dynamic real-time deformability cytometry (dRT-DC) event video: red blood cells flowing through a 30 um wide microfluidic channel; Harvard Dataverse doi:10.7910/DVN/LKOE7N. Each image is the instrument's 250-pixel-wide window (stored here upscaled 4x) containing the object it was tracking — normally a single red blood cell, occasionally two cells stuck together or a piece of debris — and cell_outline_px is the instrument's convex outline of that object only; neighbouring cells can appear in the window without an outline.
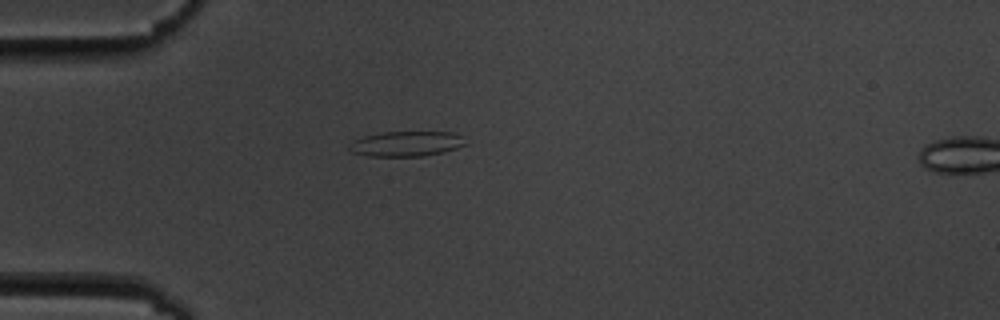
{"species": "common noctule bat (a hibernating species)", "species_latin": "Nyctalus noctula", "temperature_condition": "cold", "stored_images_in_passage": 5, "camera_frame_rate_fps": 3000, "um_per_image_px": 0.085, "animal": {"sex": "male", "body_mass_g": 19.5, "forearm_length_mm": 54.6}, "frame": {"image": 1, "passage_image": 4, "time_ms": 4.333, "image_size_px": [1000, 320], "cell_outline_px": [[468, 144], [444, 152], [424, 156], [368, 156], [352, 152], [348, 148], [348, 144], [352, 140], [364, 136], [384, 132], [456, 132]], "centroid_in_image_um": [34.52, 12.22], "position_along_channel_um": 50.5, "area_um2": 17.11}}